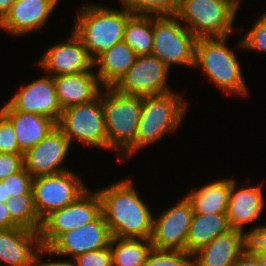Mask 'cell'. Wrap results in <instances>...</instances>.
<instances>
[{
	"label": "cell",
	"instance_id": "obj_4",
	"mask_svg": "<svg viewBox=\"0 0 266 266\" xmlns=\"http://www.w3.org/2000/svg\"><path fill=\"white\" fill-rule=\"evenodd\" d=\"M101 100L105 116L108 150L118 149L121 159L135 146L142 97L129 96L114 87H103Z\"/></svg>",
	"mask_w": 266,
	"mask_h": 266
},
{
	"label": "cell",
	"instance_id": "obj_25",
	"mask_svg": "<svg viewBox=\"0 0 266 266\" xmlns=\"http://www.w3.org/2000/svg\"><path fill=\"white\" fill-rule=\"evenodd\" d=\"M229 230H231V227L226 213H193L186 242V251L193 254L199 248Z\"/></svg>",
	"mask_w": 266,
	"mask_h": 266
},
{
	"label": "cell",
	"instance_id": "obj_29",
	"mask_svg": "<svg viewBox=\"0 0 266 266\" xmlns=\"http://www.w3.org/2000/svg\"><path fill=\"white\" fill-rule=\"evenodd\" d=\"M133 15L173 16L180 0H119Z\"/></svg>",
	"mask_w": 266,
	"mask_h": 266
},
{
	"label": "cell",
	"instance_id": "obj_23",
	"mask_svg": "<svg viewBox=\"0 0 266 266\" xmlns=\"http://www.w3.org/2000/svg\"><path fill=\"white\" fill-rule=\"evenodd\" d=\"M138 56L124 42H118L100 54L93 66L98 68L97 77L103 87H114L127 70L134 64Z\"/></svg>",
	"mask_w": 266,
	"mask_h": 266
},
{
	"label": "cell",
	"instance_id": "obj_40",
	"mask_svg": "<svg viewBox=\"0 0 266 266\" xmlns=\"http://www.w3.org/2000/svg\"><path fill=\"white\" fill-rule=\"evenodd\" d=\"M17 0H0V21L4 18V16L9 12L11 6Z\"/></svg>",
	"mask_w": 266,
	"mask_h": 266
},
{
	"label": "cell",
	"instance_id": "obj_3",
	"mask_svg": "<svg viewBox=\"0 0 266 266\" xmlns=\"http://www.w3.org/2000/svg\"><path fill=\"white\" fill-rule=\"evenodd\" d=\"M186 99L179 93L142 97V109L138 123L135 146L122 158L128 161L133 153L172 133L179 128L187 109Z\"/></svg>",
	"mask_w": 266,
	"mask_h": 266
},
{
	"label": "cell",
	"instance_id": "obj_36",
	"mask_svg": "<svg viewBox=\"0 0 266 266\" xmlns=\"http://www.w3.org/2000/svg\"><path fill=\"white\" fill-rule=\"evenodd\" d=\"M247 246L250 252H266V225L257 223L247 232Z\"/></svg>",
	"mask_w": 266,
	"mask_h": 266
},
{
	"label": "cell",
	"instance_id": "obj_6",
	"mask_svg": "<svg viewBox=\"0 0 266 266\" xmlns=\"http://www.w3.org/2000/svg\"><path fill=\"white\" fill-rule=\"evenodd\" d=\"M239 6L236 0H180L175 16L196 38L229 37Z\"/></svg>",
	"mask_w": 266,
	"mask_h": 266
},
{
	"label": "cell",
	"instance_id": "obj_31",
	"mask_svg": "<svg viewBox=\"0 0 266 266\" xmlns=\"http://www.w3.org/2000/svg\"><path fill=\"white\" fill-rule=\"evenodd\" d=\"M239 47L252 51L266 52V12L255 22L241 39Z\"/></svg>",
	"mask_w": 266,
	"mask_h": 266
},
{
	"label": "cell",
	"instance_id": "obj_12",
	"mask_svg": "<svg viewBox=\"0 0 266 266\" xmlns=\"http://www.w3.org/2000/svg\"><path fill=\"white\" fill-rule=\"evenodd\" d=\"M193 207L187 196L166 211L153 217L151 244L156 250L186 251V242L193 216Z\"/></svg>",
	"mask_w": 266,
	"mask_h": 266
},
{
	"label": "cell",
	"instance_id": "obj_13",
	"mask_svg": "<svg viewBox=\"0 0 266 266\" xmlns=\"http://www.w3.org/2000/svg\"><path fill=\"white\" fill-rule=\"evenodd\" d=\"M111 233L101 213L93 222L62 233L48 248L42 247L43 255L75 256L88 251L108 247Z\"/></svg>",
	"mask_w": 266,
	"mask_h": 266
},
{
	"label": "cell",
	"instance_id": "obj_18",
	"mask_svg": "<svg viewBox=\"0 0 266 266\" xmlns=\"http://www.w3.org/2000/svg\"><path fill=\"white\" fill-rule=\"evenodd\" d=\"M247 249V232L231 229L194 252L193 266H234Z\"/></svg>",
	"mask_w": 266,
	"mask_h": 266
},
{
	"label": "cell",
	"instance_id": "obj_16",
	"mask_svg": "<svg viewBox=\"0 0 266 266\" xmlns=\"http://www.w3.org/2000/svg\"><path fill=\"white\" fill-rule=\"evenodd\" d=\"M8 103L16 111L46 116L56 124L63 112L56 95L53 77L49 75L21 86Z\"/></svg>",
	"mask_w": 266,
	"mask_h": 266
},
{
	"label": "cell",
	"instance_id": "obj_30",
	"mask_svg": "<svg viewBox=\"0 0 266 266\" xmlns=\"http://www.w3.org/2000/svg\"><path fill=\"white\" fill-rule=\"evenodd\" d=\"M144 266H193V254L187 251L152 249Z\"/></svg>",
	"mask_w": 266,
	"mask_h": 266
},
{
	"label": "cell",
	"instance_id": "obj_19",
	"mask_svg": "<svg viewBox=\"0 0 266 266\" xmlns=\"http://www.w3.org/2000/svg\"><path fill=\"white\" fill-rule=\"evenodd\" d=\"M41 247L39 231L21 227L0 229V263L4 266H32Z\"/></svg>",
	"mask_w": 266,
	"mask_h": 266
},
{
	"label": "cell",
	"instance_id": "obj_27",
	"mask_svg": "<svg viewBox=\"0 0 266 266\" xmlns=\"http://www.w3.org/2000/svg\"><path fill=\"white\" fill-rule=\"evenodd\" d=\"M123 41L137 56L151 55L153 50V16L133 15L126 23Z\"/></svg>",
	"mask_w": 266,
	"mask_h": 266
},
{
	"label": "cell",
	"instance_id": "obj_8",
	"mask_svg": "<svg viewBox=\"0 0 266 266\" xmlns=\"http://www.w3.org/2000/svg\"><path fill=\"white\" fill-rule=\"evenodd\" d=\"M56 126L68 138L108 150L105 116L100 95L91 102L63 109Z\"/></svg>",
	"mask_w": 266,
	"mask_h": 266
},
{
	"label": "cell",
	"instance_id": "obj_24",
	"mask_svg": "<svg viewBox=\"0 0 266 266\" xmlns=\"http://www.w3.org/2000/svg\"><path fill=\"white\" fill-rule=\"evenodd\" d=\"M230 192L231 178H220L201 188L195 187L186 196L196 214L226 213Z\"/></svg>",
	"mask_w": 266,
	"mask_h": 266
},
{
	"label": "cell",
	"instance_id": "obj_37",
	"mask_svg": "<svg viewBox=\"0 0 266 266\" xmlns=\"http://www.w3.org/2000/svg\"><path fill=\"white\" fill-rule=\"evenodd\" d=\"M42 254V247L40 250L35 254L32 266H75L73 261L71 260H56V261H50V262H42L41 255Z\"/></svg>",
	"mask_w": 266,
	"mask_h": 266
},
{
	"label": "cell",
	"instance_id": "obj_20",
	"mask_svg": "<svg viewBox=\"0 0 266 266\" xmlns=\"http://www.w3.org/2000/svg\"><path fill=\"white\" fill-rule=\"evenodd\" d=\"M264 197L261 186H236V181L231 177L230 199L226 215L231 229L244 232L245 224L255 223L260 220L264 208Z\"/></svg>",
	"mask_w": 266,
	"mask_h": 266
},
{
	"label": "cell",
	"instance_id": "obj_10",
	"mask_svg": "<svg viewBox=\"0 0 266 266\" xmlns=\"http://www.w3.org/2000/svg\"><path fill=\"white\" fill-rule=\"evenodd\" d=\"M102 213V200L99 193L89 189L75 202L52 211L41 223L39 230L42 247H49L62 233L93 222Z\"/></svg>",
	"mask_w": 266,
	"mask_h": 266
},
{
	"label": "cell",
	"instance_id": "obj_28",
	"mask_svg": "<svg viewBox=\"0 0 266 266\" xmlns=\"http://www.w3.org/2000/svg\"><path fill=\"white\" fill-rule=\"evenodd\" d=\"M11 221L17 226L32 231H39L42 221L34 208L33 194L10 197L6 202Z\"/></svg>",
	"mask_w": 266,
	"mask_h": 266
},
{
	"label": "cell",
	"instance_id": "obj_11",
	"mask_svg": "<svg viewBox=\"0 0 266 266\" xmlns=\"http://www.w3.org/2000/svg\"><path fill=\"white\" fill-rule=\"evenodd\" d=\"M169 69L153 55L138 56L114 88L122 94L137 97L168 93L172 91L167 86Z\"/></svg>",
	"mask_w": 266,
	"mask_h": 266
},
{
	"label": "cell",
	"instance_id": "obj_7",
	"mask_svg": "<svg viewBox=\"0 0 266 266\" xmlns=\"http://www.w3.org/2000/svg\"><path fill=\"white\" fill-rule=\"evenodd\" d=\"M197 38L175 16H153L151 55L171 65L194 67Z\"/></svg>",
	"mask_w": 266,
	"mask_h": 266
},
{
	"label": "cell",
	"instance_id": "obj_38",
	"mask_svg": "<svg viewBox=\"0 0 266 266\" xmlns=\"http://www.w3.org/2000/svg\"><path fill=\"white\" fill-rule=\"evenodd\" d=\"M13 227L17 226L11 221L6 203L0 202V229H10Z\"/></svg>",
	"mask_w": 266,
	"mask_h": 266
},
{
	"label": "cell",
	"instance_id": "obj_2",
	"mask_svg": "<svg viewBox=\"0 0 266 266\" xmlns=\"http://www.w3.org/2000/svg\"><path fill=\"white\" fill-rule=\"evenodd\" d=\"M122 7L120 11L90 4L77 10L72 31L81 39L93 61L111 46L123 41L126 23L133 14Z\"/></svg>",
	"mask_w": 266,
	"mask_h": 266
},
{
	"label": "cell",
	"instance_id": "obj_14",
	"mask_svg": "<svg viewBox=\"0 0 266 266\" xmlns=\"http://www.w3.org/2000/svg\"><path fill=\"white\" fill-rule=\"evenodd\" d=\"M71 143L56 126L34 147L24 153V168L34 178L65 172L62 166Z\"/></svg>",
	"mask_w": 266,
	"mask_h": 266
},
{
	"label": "cell",
	"instance_id": "obj_5",
	"mask_svg": "<svg viewBox=\"0 0 266 266\" xmlns=\"http://www.w3.org/2000/svg\"><path fill=\"white\" fill-rule=\"evenodd\" d=\"M229 37L197 38L195 63L221 90L232 95H247L245 79L236 54L229 49Z\"/></svg>",
	"mask_w": 266,
	"mask_h": 266
},
{
	"label": "cell",
	"instance_id": "obj_35",
	"mask_svg": "<svg viewBox=\"0 0 266 266\" xmlns=\"http://www.w3.org/2000/svg\"><path fill=\"white\" fill-rule=\"evenodd\" d=\"M24 168V153H0V180Z\"/></svg>",
	"mask_w": 266,
	"mask_h": 266
},
{
	"label": "cell",
	"instance_id": "obj_17",
	"mask_svg": "<svg viewBox=\"0 0 266 266\" xmlns=\"http://www.w3.org/2000/svg\"><path fill=\"white\" fill-rule=\"evenodd\" d=\"M55 0H17L0 21V29L19 36L40 30L57 6Z\"/></svg>",
	"mask_w": 266,
	"mask_h": 266
},
{
	"label": "cell",
	"instance_id": "obj_9",
	"mask_svg": "<svg viewBox=\"0 0 266 266\" xmlns=\"http://www.w3.org/2000/svg\"><path fill=\"white\" fill-rule=\"evenodd\" d=\"M73 170L33 178L34 208L42 221L52 211L75 202L88 189Z\"/></svg>",
	"mask_w": 266,
	"mask_h": 266
},
{
	"label": "cell",
	"instance_id": "obj_15",
	"mask_svg": "<svg viewBox=\"0 0 266 266\" xmlns=\"http://www.w3.org/2000/svg\"><path fill=\"white\" fill-rule=\"evenodd\" d=\"M37 65L51 77L86 72L94 68L87 49L73 31L66 42L50 46Z\"/></svg>",
	"mask_w": 266,
	"mask_h": 266
},
{
	"label": "cell",
	"instance_id": "obj_33",
	"mask_svg": "<svg viewBox=\"0 0 266 266\" xmlns=\"http://www.w3.org/2000/svg\"><path fill=\"white\" fill-rule=\"evenodd\" d=\"M72 260L75 266H112L110 245L98 250L79 254Z\"/></svg>",
	"mask_w": 266,
	"mask_h": 266
},
{
	"label": "cell",
	"instance_id": "obj_43",
	"mask_svg": "<svg viewBox=\"0 0 266 266\" xmlns=\"http://www.w3.org/2000/svg\"><path fill=\"white\" fill-rule=\"evenodd\" d=\"M256 266H266V263L256 256Z\"/></svg>",
	"mask_w": 266,
	"mask_h": 266
},
{
	"label": "cell",
	"instance_id": "obj_22",
	"mask_svg": "<svg viewBox=\"0 0 266 266\" xmlns=\"http://www.w3.org/2000/svg\"><path fill=\"white\" fill-rule=\"evenodd\" d=\"M0 112L13 125L19 149L25 153L45 138L56 123L46 116L16 111L9 103Z\"/></svg>",
	"mask_w": 266,
	"mask_h": 266
},
{
	"label": "cell",
	"instance_id": "obj_1",
	"mask_svg": "<svg viewBox=\"0 0 266 266\" xmlns=\"http://www.w3.org/2000/svg\"><path fill=\"white\" fill-rule=\"evenodd\" d=\"M125 179L97 191L102 200V214L111 236L151 239L152 211L136 192L132 179Z\"/></svg>",
	"mask_w": 266,
	"mask_h": 266
},
{
	"label": "cell",
	"instance_id": "obj_39",
	"mask_svg": "<svg viewBox=\"0 0 266 266\" xmlns=\"http://www.w3.org/2000/svg\"><path fill=\"white\" fill-rule=\"evenodd\" d=\"M234 266H256V256L248 249L239 257Z\"/></svg>",
	"mask_w": 266,
	"mask_h": 266
},
{
	"label": "cell",
	"instance_id": "obj_41",
	"mask_svg": "<svg viewBox=\"0 0 266 266\" xmlns=\"http://www.w3.org/2000/svg\"><path fill=\"white\" fill-rule=\"evenodd\" d=\"M8 198H7V190H6V183H3L0 180V202H7Z\"/></svg>",
	"mask_w": 266,
	"mask_h": 266
},
{
	"label": "cell",
	"instance_id": "obj_42",
	"mask_svg": "<svg viewBox=\"0 0 266 266\" xmlns=\"http://www.w3.org/2000/svg\"><path fill=\"white\" fill-rule=\"evenodd\" d=\"M251 253L266 263V252H251Z\"/></svg>",
	"mask_w": 266,
	"mask_h": 266
},
{
	"label": "cell",
	"instance_id": "obj_34",
	"mask_svg": "<svg viewBox=\"0 0 266 266\" xmlns=\"http://www.w3.org/2000/svg\"><path fill=\"white\" fill-rule=\"evenodd\" d=\"M0 153H23L11 122L0 112Z\"/></svg>",
	"mask_w": 266,
	"mask_h": 266
},
{
	"label": "cell",
	"instance_id": "obj_21",
	"mask_svg": "<svg viewBox=\"0 0 266 266\" xmlns=\"http://www.w3.org/2000/svg\"><path fill=\"white\" fill-rule=\"evenodd\" d=\"M56 95L62 109L91 102L100 95L101 83L92 69L53 77Z\"/></svg>",
	"mask_w": 266,
	"mask_h": 266
},
{
	"label": "cell",
	"instance_id": "obj_26",
	"mask_svg": "<svg viewBox=\"0 0 266 266\" xmlns=\"http://www.w3.org/2000/svg\"><path fill=\"white\" fill-rule=\"evenodd\" d=\"M112 266H144L153 249L150 239L115 238L110 241Z\"/></svg>",
	"mask_w": 266,
	"mask_h": 266
},
{
	"label": "cell",
	"instance_id": "obj_32",
	"mask_svg": "<svg viewBox=\"0 0 266 266\" xmlns=\"http://www.w3.org/2000/svg\"><path fill=\"white\" fill-rule=\"evenodd\" d=\"M3 183H6L7 198L19 197L22 194H33V177L23 168L21 171L8 176Z\"/></svg>",
	"mask_w": 266,
	"mask_h": 266
}]
</instances>
